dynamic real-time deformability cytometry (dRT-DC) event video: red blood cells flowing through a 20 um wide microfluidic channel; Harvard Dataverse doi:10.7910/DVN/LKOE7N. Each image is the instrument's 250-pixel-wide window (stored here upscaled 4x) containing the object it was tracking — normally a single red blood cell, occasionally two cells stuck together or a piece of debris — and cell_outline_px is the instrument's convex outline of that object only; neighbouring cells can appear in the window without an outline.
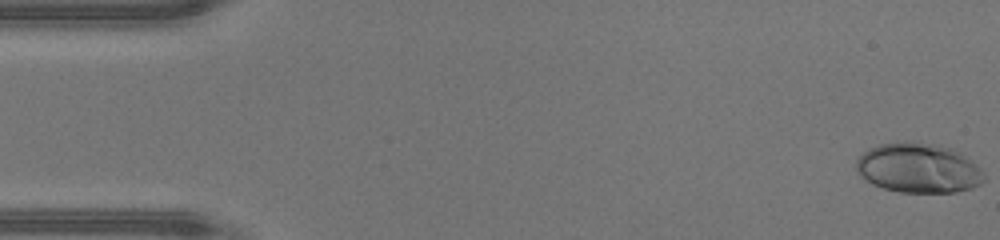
{"species": "human", "species_latin": "Homo sapiens", "temperature_condition": "warm", "stored_images_in_passage": 47, "camera_frame_rate_fps": 3000, "um_per_image_px": 0.085, "donor": {"sex": "male"}, "frame": {"image": 1, "passage_image": 1, "time_ms": 0.0, "image_size_px": [1000, 240], "cell_outline_px": [[984, 180], [980, 184], [972, 188], [956, 192], [900, 192], [884, 188], [872, 184], [864, 180], [856, 172], [856, 160], [868, 148], [880, 144], [912, 140], [952, 148], [960, 152], [972, 160], [984, 172]], "centroid_in_image_um": [78.06, 14.27], "position_along_channel_um": 6.9, "area_um2": 37.4}}
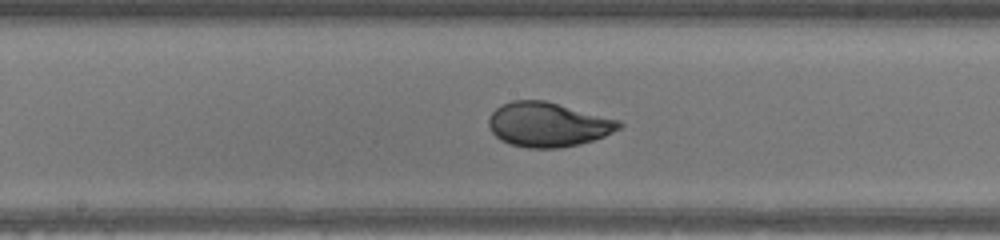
{"frame": {"image": 2, "passage_image": 24, "time_ms": 7.667, "image_size_px": [1000, 240], "cell_outline_px": [[624, 124], [620, 128], [604, 136], [580, 144], [560, 148], [528, 148], [512, 144], [500, 140], [492, 132], [488, 124], [488, 116], [500, 104], [512, 100], [544, 100], [620, 120]], "centroid_in_image_um": [46.56, 10.58], "position_along_channel_um": 201.6, "area_um2": 33.81}}
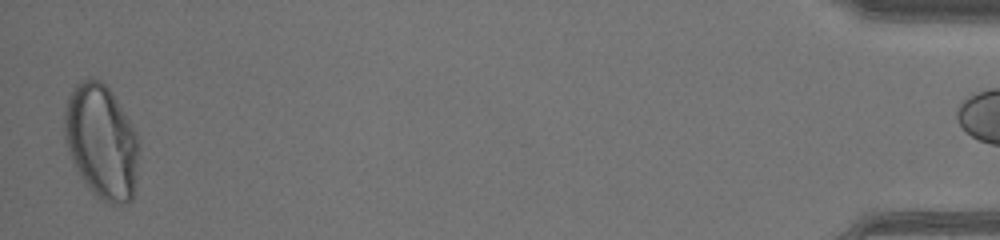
{"frame": {"image": 3, "passage_image": 46, "time_ms": 15.0, "image_size_px": [1000, 240], "cell_outline_px": [[140, 148], [132, 200], [124, 204], [108, 204], [100, 200], [88, 188], [80, 176], [72, 160], [64, 136], [64, 112], [68, 96], [72, 88], [80, 80], [92, 76], [100, 80], [112, 92], [132, 124]], "centroid_in_image_um": [8.62, 12.03], "position_along_channel_um": 426.6, "area_um2": 49.88}, "authors_computed_cell_mechanics": {"area_um2": 34.2754, "velocity_mm_per_s": 4.4511, "shape_relaxation_time_tau1_ms": 3.8122, "shape_relaxation_time_tau2_ms": null, "deformation_change_tau1": 0.1967, "deformation_change_tau2": null}}